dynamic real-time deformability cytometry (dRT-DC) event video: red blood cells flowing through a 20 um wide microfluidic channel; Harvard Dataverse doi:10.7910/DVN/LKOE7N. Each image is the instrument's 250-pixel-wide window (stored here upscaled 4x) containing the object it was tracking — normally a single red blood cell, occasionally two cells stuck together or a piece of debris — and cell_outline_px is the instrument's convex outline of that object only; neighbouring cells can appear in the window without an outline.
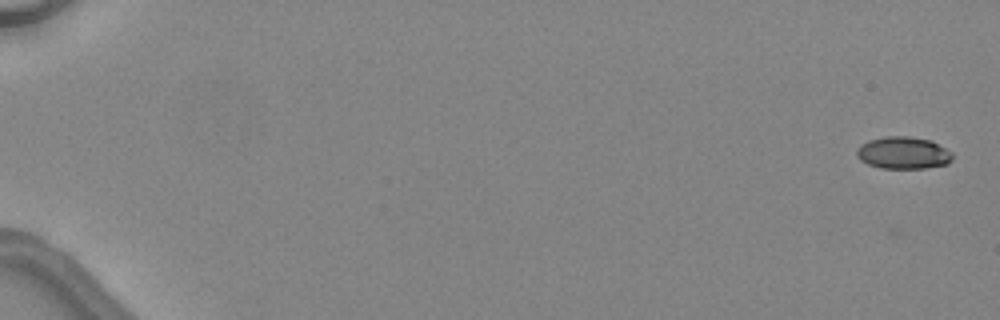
{"species": "common noctule bat (a hibernating species)", "species_latin": "Nyctalus noctula", "temperature_condition": "warm", "stored_images_in_passage": 4, "camera_frame_rate_fps": 3000, "um_per_image_px": 0.085, "animal": {"sex": "female", "body_mass_g": 24.6, "forearm_length_mm": 56.2}, "frame": {"image": 1, "passage_image": 1, "time_ms": 0.0, "image_size_px": [1000, 320], "cell_outline_px": [[952, 160], [948, 164], [924, 168], [880, 168], [868, 164], [860, 160], [856, 156], [856, 148], [860, 144], [868, 140], [884, 136], [908, 136], [932, 140], [952, 152]], "centroid_in_image_um": [76.76, 12.98], "position_along_channel_um": 8.2, "area_um2": 18.21}}